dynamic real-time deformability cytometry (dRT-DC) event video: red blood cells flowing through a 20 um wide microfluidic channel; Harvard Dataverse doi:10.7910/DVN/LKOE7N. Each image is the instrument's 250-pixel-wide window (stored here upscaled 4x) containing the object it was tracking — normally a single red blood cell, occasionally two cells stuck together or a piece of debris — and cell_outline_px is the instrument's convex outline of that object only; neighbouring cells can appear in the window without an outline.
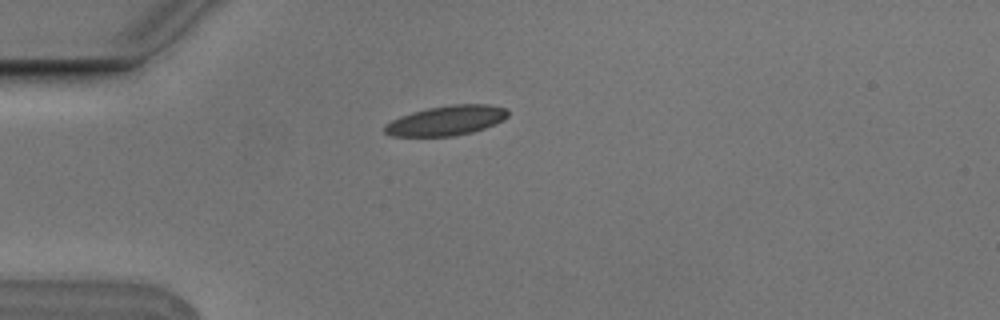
{"species": "Egyptian fruit bat (a non-hibernating species)", "species_latin": "Rousettus aegyptiacus", "temperature_condition": "cold", "stored_images_in_passage": 5, "camera_frame_rate_fps": 3000, "um_per_image_px": 0.085, "animal": {"sex": "male"}, "frame": {"image": 1, "passage_image": 5, "time_ms": 1.333, "image_size_px": [1000, 320], "cell_outline_px": [[508, 116], [504, 120], [496, 124], [472, 132], [452, 136], [392, 136], [384, 132], [384, 124], [400, 116], [412, 112], [428, 108], [452, 104], [488, 104], [508, 108]], "centroid_in_image_um": [37.96, 10.24], "position_along_channel_um": 47.0, "area_um2": 21.5}}